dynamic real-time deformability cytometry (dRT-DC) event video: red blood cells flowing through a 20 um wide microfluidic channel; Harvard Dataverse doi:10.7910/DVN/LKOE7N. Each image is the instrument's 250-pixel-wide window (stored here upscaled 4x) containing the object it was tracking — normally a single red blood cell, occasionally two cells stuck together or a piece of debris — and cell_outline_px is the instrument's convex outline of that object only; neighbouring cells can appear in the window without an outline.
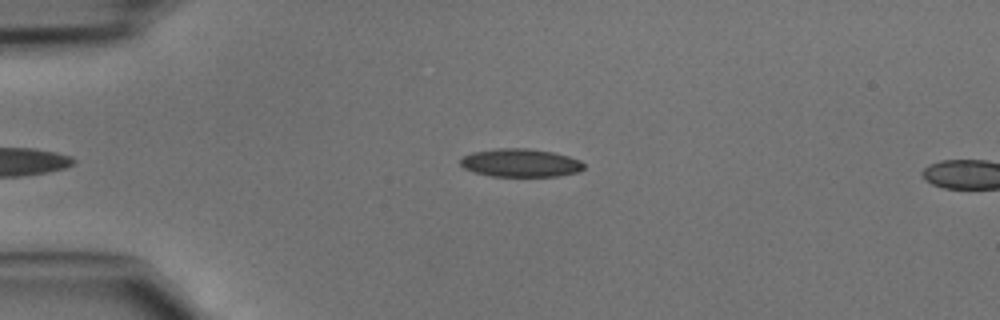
{"species": "common noctule bat (a hibernating species)", "species_latin": "Nyctalus noctula", "temperature_condition": "cold", "stored_images_in_passage": 4, "camera_frame_rate_fps": 3000, "um_per_image_px": 0.085, "animal": {"sex": "male", "body_mass_g": 15.6}, "frame": {"image": 1, "passage_image": 2, "time_ms": 0.333, "image_size_px": [1000, 320], "cell_outline_px": [[584, 168], [580, 172], [556, 176], [492, 176], [476, 172], [464, 168], [460, 164], [460, 160], [464, 156], [472, 152], [496, 148], [528, 148], [552, 152], [568, 156], [580, 160], [584, 164]], "centroid_in_image_um": [44.26, 13.84], "position_along_channel_um": 40.7, "area_um2": 20.23}}